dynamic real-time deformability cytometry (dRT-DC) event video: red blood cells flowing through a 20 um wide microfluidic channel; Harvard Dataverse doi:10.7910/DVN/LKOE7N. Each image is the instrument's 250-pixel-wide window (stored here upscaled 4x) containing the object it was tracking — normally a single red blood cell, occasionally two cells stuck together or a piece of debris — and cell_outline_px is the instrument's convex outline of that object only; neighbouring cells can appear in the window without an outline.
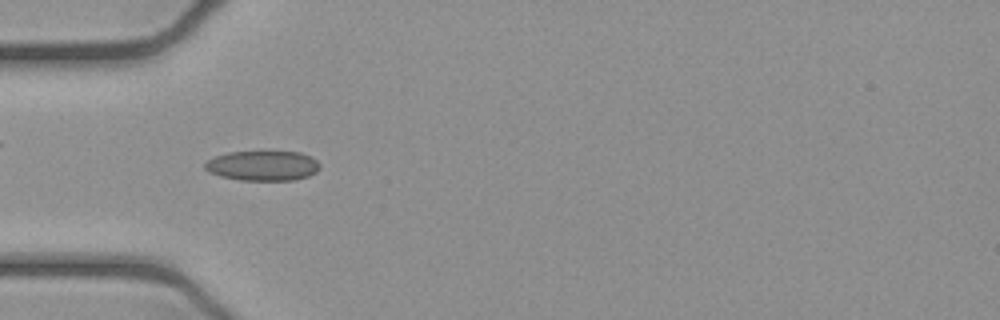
{"species": "common noctule bat (a hibernating species)", "species_latin": "Nyctalus noctula", "temperature_condition": "cold", "stored_images_in_passage": 52, "camera_frame_rate_fps": 3000, "um_per_image_px": 0.085, "animal": {"sex": "female", "body_mass_g": 21.9}, "frame": {"image": 1, "passage_image": 16, "time_ms": 5.0, "image_size_px": [1000, 320], "cell_outline_px": [[320, 168], [316, 172], [308, 176], [292, 180], [240, 180], [220, 176], [208, 172], [204, 168], [204, 164], [208, 160], [216, 156], [228, 152], [264, 148], [300, 152], [312, 156], [320, 164]], "centroid_in_image_um": [22.34, 14.02], "position_along_channel_um": 62.7, "area_um2": 21.1}}
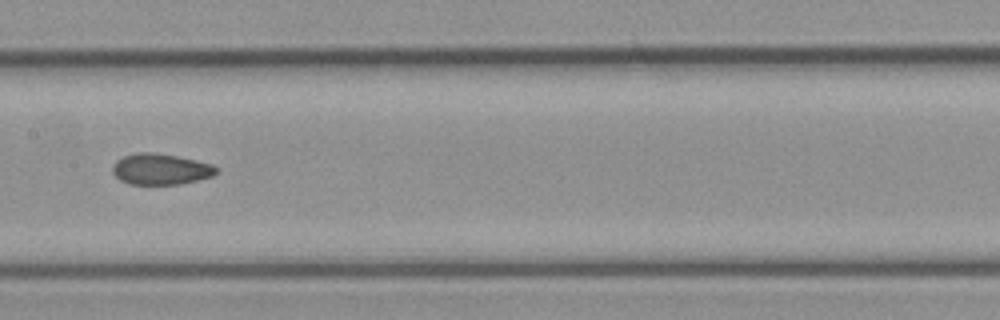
{"frame": {"image": 2, "passage_image": 26, "time_ms": 8.333, "image_size_px": [1000, 320], "cell_outline_px": [[220, 172], [212, 176], [180, 184], [128, 184], [120, 180], [112, 172], [112, 164], [116, 160], [124, 156], [136, 152], [152, 152], [176, 156], [196, 160], [212, 164], [220, 168]], "centroid_in_image_um": [13.66, 14.37], "position_along_channel_um": 193.7, "area_um2": 18.9}}
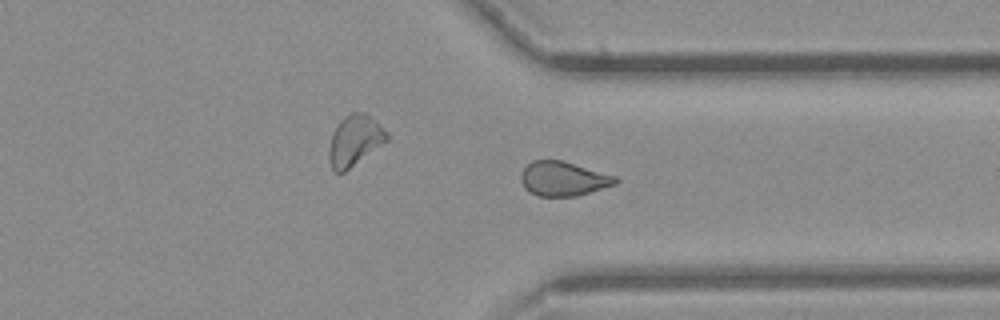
{"frame": {"image": 3, "passage_image": 39, "time_ms": 12.667, "image_size_px": [1000, 320], "cell_outline_px": [[620, 180], [616, 184], [576, 196], [540, 196], [528, 192], [524, 188], [520, 180], [520, 172], [532, 160], [564, 160], [616, 176]], "centroid_in_image_um": [47.86, 15.18], "position_along_channel_um": 363.5, "area_um2": 19.13}, "authors_computed_cell_mechanics": {"area_um2": 19.4497, "velocity_mm_per_s": 3.9283, "shape_relaxation_time_tau1_ms": null, "shape_relaxation_time_tau2_ms": 2.3557, "deformation_change_tau1": null, "deformation_change_tau2": 0.0764}}